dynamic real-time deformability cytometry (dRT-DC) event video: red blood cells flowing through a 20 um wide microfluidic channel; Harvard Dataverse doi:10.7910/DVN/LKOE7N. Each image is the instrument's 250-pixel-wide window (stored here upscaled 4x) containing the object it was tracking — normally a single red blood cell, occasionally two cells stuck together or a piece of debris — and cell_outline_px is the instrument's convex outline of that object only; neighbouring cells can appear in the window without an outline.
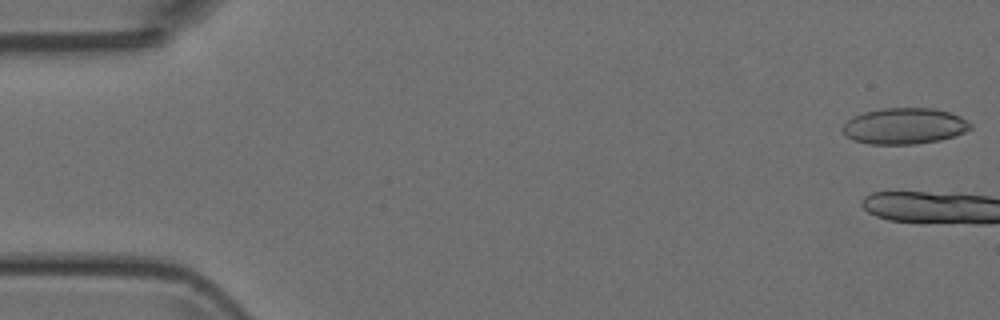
{"species": "Egyptian fruit bat (a non-hibernating species)", "species_latin": "Rousettus aegyptiacus", "temperature_condition": "room temperature", "stored_images_in_passage": 4, "camera_frame_rate_fps": 3000, "um_per_image_px": 0.085, "animal": {"sex": "female"}, "frame": {"image": 1, "passage_image": 1, "time_ms": 0.0, "image_size_px": [1000, 320], "cell_outline_px": [[972, 128], [964, 132], [940, 140], [916, 144], [868, 144], [852, 140], [844, 136], [840, 128], [852, 116], [864, 112], [880, 108], [932, 108], [948, 112], [960, 116], [972, 124]], "centroid_in_image_um": [76.82, 10.71], "position_along_channel_um": 8.2, "area_um2": 27.11}}